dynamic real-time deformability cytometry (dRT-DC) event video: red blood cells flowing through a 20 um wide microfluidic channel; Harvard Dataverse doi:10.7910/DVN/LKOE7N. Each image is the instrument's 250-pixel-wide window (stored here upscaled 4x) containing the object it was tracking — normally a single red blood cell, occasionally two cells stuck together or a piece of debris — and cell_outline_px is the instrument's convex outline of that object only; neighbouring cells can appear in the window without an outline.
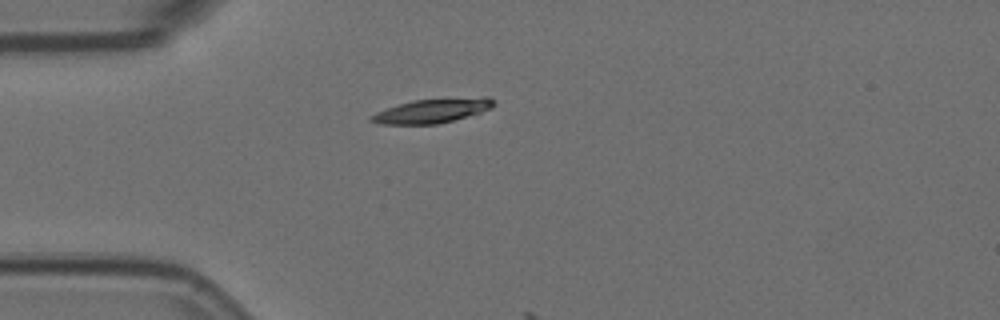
{"species": "Egyptian fruit bat (a non-hibernating species)", "species_latin": "Rousettus aegyptiacus", "temperature_condition": "room temperature", "stored_images_in_passage": 2, "camera_frame_rate_fps": 3000, "um_per_image_px": 0.085, "animal": {"sex": "female"}, "frame": {"image": 1, "passage_image": 1, "time_ms": 0.0, "image_size_px": [1000, 320], "cell_outline_px": [[496, 104], [492, 108], [480, 112], [452, 120], [436, 124], [376, 124], [368, 120], [368, 116], [376, 112], [412, 100], [484, 96], [488, 96], [496, 100]], "centroid_in_image_um": [36.75, 9.4], "position_along_channel_um": 48.2, "area_um2": 17.4}}